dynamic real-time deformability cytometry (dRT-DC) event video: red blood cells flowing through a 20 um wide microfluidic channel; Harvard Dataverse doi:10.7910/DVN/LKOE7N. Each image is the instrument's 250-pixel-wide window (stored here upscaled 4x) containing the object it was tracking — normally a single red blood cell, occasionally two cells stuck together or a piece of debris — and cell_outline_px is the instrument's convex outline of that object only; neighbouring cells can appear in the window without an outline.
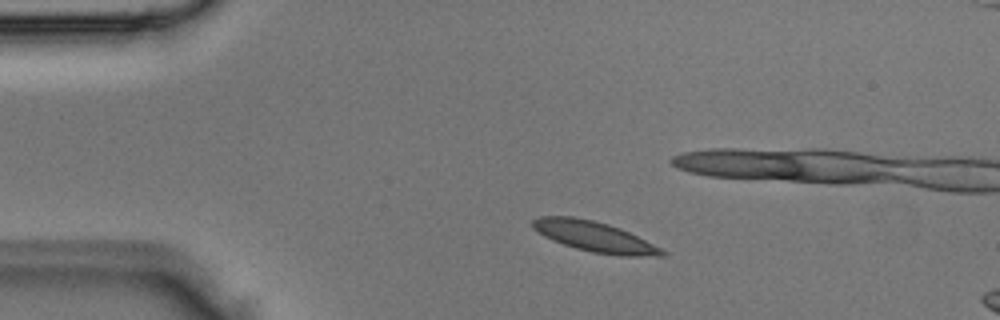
{"species": "Egyptian fruit bat (a non-hibernating species)", "species_latin": "Rousettus aegyptiacus", "temperature_condition": "room temperature", "stored_images_in_passage": 2, "camera_frame_rate_fps": 3000, "um_per_image_px": 0.085, "animal": {"sex": "male"}, "frame": {"image": 1, "passage_image": 1, "time_ms": 0.0, "image_size_px": [1000, 320], "cell_outline_px": [[668, 252], [664, 256], [620, 256], [592, 252], [576, 248], [552, 240], [544, 236], [532, 228], [532, 220], [540, 216], [572, 216], [592, 220], [608, 224], [620, 228]], "centroid_in_image_um": [50.51, 20.11], "position_along_channel_um": 34.5, "area_um2": 22.66}}